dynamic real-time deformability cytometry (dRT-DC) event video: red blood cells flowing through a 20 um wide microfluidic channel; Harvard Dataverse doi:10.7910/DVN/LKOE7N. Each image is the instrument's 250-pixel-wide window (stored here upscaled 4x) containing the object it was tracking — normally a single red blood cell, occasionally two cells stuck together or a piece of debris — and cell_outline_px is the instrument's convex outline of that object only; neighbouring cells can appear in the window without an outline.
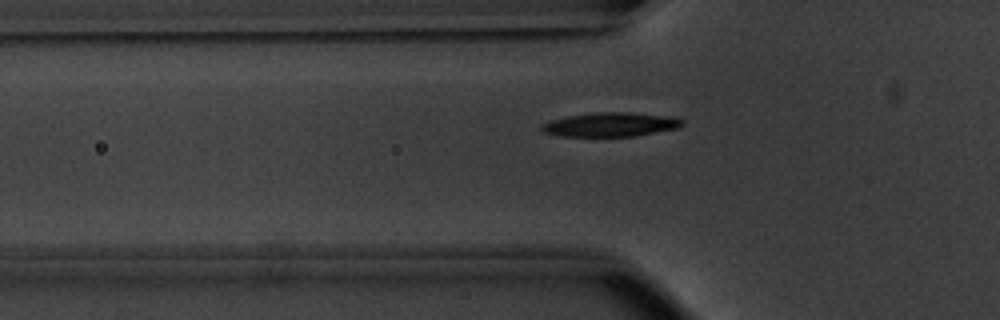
{"species": "common noctule bat (a hibernating species)", "species_latin": "Nyctalus noctula", "temperature_condition": "warm", "stored_images_in_passage": 41, "camera_frame_rate_fps": 3000, "um_per_image_px": 0.085, "animal": {"sex": "male", "body_mass_g": 20.1, "forearm_length_mm": 53.5}, "frame": {"image": 1, "passage_image": 7, "time_ms": 2.0, "image_size_px": [1000, 320], "cell_outline_px": [[684, 124], [680, 128], [632, 136], [560, 136], [544, 132], [540, 128], [540, 124], [552, 120], [568, 116], [596, 112], [632, 112], [672, 116], [684, 120]], "centroid_in_image_um": [51.94, 10.58], "position_along_channel_um": 73.9, "area_um2": 19.83}}
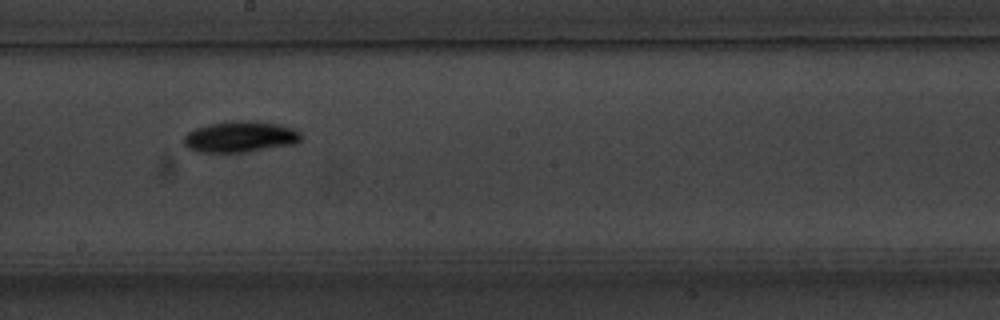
{"frame": {"image": 2, "passage_image": 19, "time_ms": 6.0, "image_size_px": [1000, 320], "cell_outline_px": [[304, 136], [296, 144], [248, 152], [196, 152], [188, 148], [184, 144], [184, 136], [188, 132], [196, 128], [208, 124], [236, 120], [256, 120], [280, 124], [292, 128], [300, 132]], "centroid_in_image_um": [20.46, 11.62], "position_along_channel_um": 227.7, "area_um2": 21.62}}
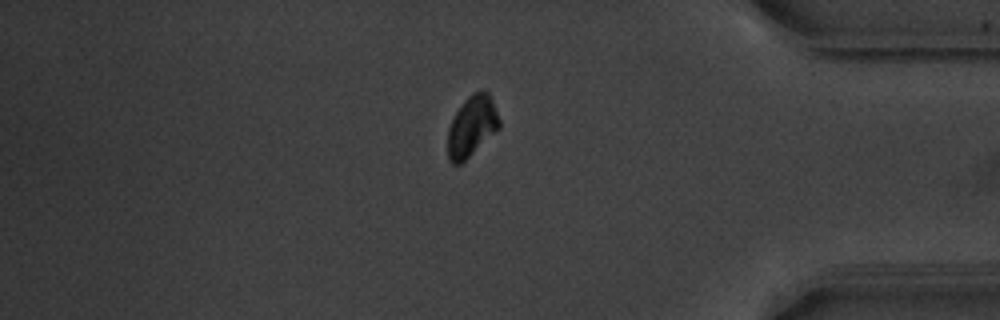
{"frame": {"image": 3, "passage_image": 34, "time_ms": 11.0, "image_size_px": [1000, 320], "cell_outline_px": [[500, 128], [460, 164], [452, 164], [448, 160], [448, 128], [456, 112], [464, 100], [472, 92], [488, 92], [492, 100], [500, 120]], "centroid_in_image_um": [40.1, 10.74], "position_along_channel_um": 395.1, "area_um2": 17.98}}